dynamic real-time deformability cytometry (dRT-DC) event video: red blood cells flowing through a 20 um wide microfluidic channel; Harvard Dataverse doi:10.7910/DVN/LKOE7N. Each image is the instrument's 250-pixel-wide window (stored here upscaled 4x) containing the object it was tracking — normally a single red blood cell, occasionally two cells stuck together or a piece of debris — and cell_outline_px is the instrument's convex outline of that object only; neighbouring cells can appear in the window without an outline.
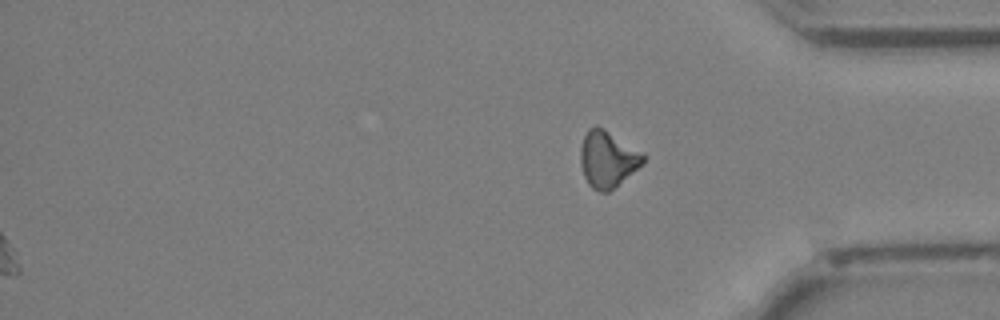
{"species": "Egyptian fruit bat (a non-hibernating species)", "species_latin": "Rousettus aegyptiacus", "temperature_condition": "cold", "stored_images_in_passage": 41, "segment_of_instrument_passage": [2, 2], "camera_frame_rate_fps": 3000, "um_per_image_px": 0.085, "animal": {"sex": "female"}, "frame": {"image": 1, "passage_image": 41, "time_ms": 13.333, "image_size_px": [1000, 320], "cell_outline_px": [[644, 160], [636, 168], [608, 192], [600, 192], [592, 188], [588, 184], [584, 176], [580, 164], [580, 148], [584, 136], [588, 128], [596, 124], [604, 128], [644, 152]], "centroid_in_image_um": [51.6, 13.48], "position_along_channel_um": 383.6, "area_um2": 20.52}}